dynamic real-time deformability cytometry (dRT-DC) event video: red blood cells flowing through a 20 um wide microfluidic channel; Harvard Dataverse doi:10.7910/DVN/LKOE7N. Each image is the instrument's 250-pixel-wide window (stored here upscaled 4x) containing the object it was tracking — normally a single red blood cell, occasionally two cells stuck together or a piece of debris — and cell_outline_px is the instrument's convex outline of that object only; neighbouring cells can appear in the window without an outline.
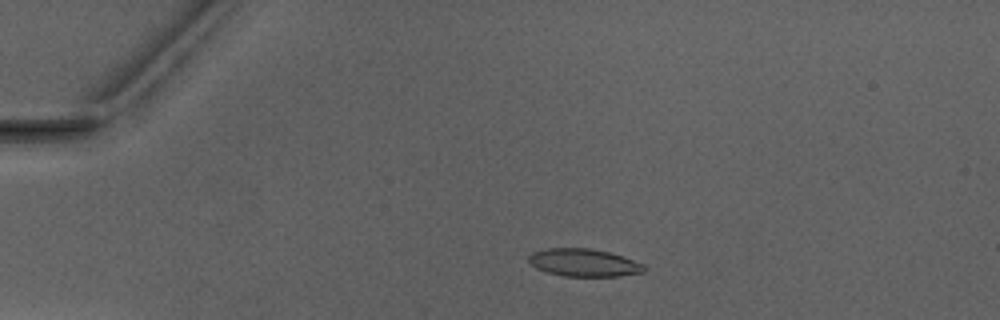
{"species": "Egyptian fruit bat (a non-hibernating species)", "species_latin": "Rousettus aegyptiacus", "temperature_condition": "warm", "stored_images_in_passage": 4, "camera_frame_rate_fps": 3000, "um_per_image_px": 0.085, "animal": {"sex": "male"}, "frame": {"image": 1, "passage_image": 2, "time_ms": 1.0, "image_size_px": [1000, 320], "cell_outline_px": [[644, 272], [616, 276], [564, 276], [548, 272], [536, 268], [528, 260], [528, 256], [532, 252], [544, 248], [588, 248], [608, 252], [624, 256], [644, 264]], "centroid_in_image_um": [49.61, 22.31], "position_along_channel_um": 35.4, "area_um2": 18.55}}